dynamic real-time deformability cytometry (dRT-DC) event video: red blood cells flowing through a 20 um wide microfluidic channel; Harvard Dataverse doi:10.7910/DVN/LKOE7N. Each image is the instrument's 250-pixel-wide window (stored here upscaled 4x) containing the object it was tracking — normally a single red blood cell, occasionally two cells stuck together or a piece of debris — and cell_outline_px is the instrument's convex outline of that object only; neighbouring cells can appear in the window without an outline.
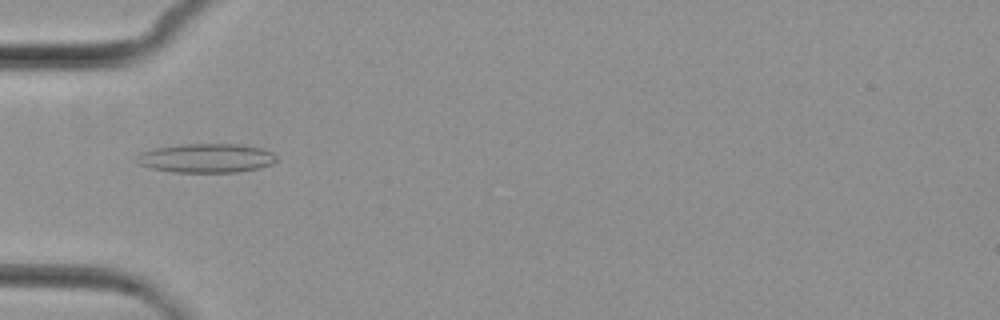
{"species": "common noctule bat (a hibernating species)", "species_latin": "Nyctalus noctula", "temperature_condition": "cold", "stored_images_in_passage": 3, "camera_frame_rate_fps": 3000, "um_per_image_px": 0.085, "animal": {"sex": "female", "body_mass_g": 29.2, "forearm_length_mm": 56.3}, "frame": {"image": 1, "passage_image": 1, "time_ms": 0.0, "image_size_px": [1000, 320], "cell_outline_px": [[276, 160], [272, 164], [260, 168], [236, 172], [172, 172], [152, 168], [140, 164], [140, 152], [156, 148], [180, 144], [236, 144], [264, 148], [272, 152], [276, 156]], "centroid_in_image_um": [17.61, 13.44], "position_along_channel_um": 67.4, "area_um2": 23.47}}
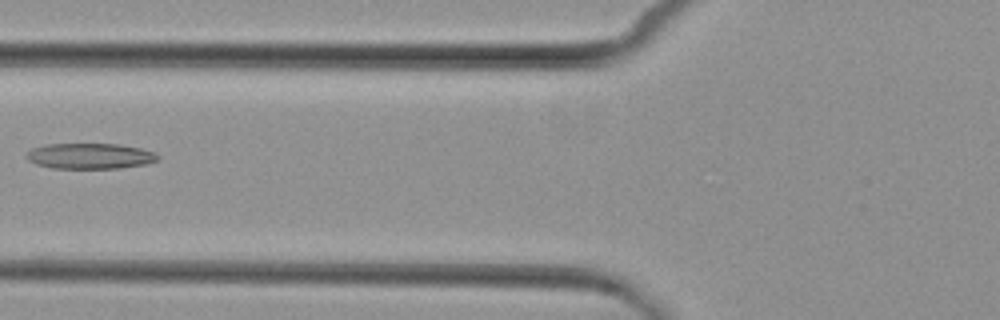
{"frame": {"image": 2, "passage_image": 2, "time_ms": 1.333, "image_size_px": [1000, 320], "cell_outline_px": [[160, 160], [148, 164], [120, 168], [52, 168], [36, 164], [28, 160], [24, 156], [32, 148], [44, 144], [120, 144], [140, 148], [156, 152], [160, 156]], "centroid_in_image_um": [7.69, 13.26], "position_along_channel_um": 118.1, "area_um2": 19.88}}
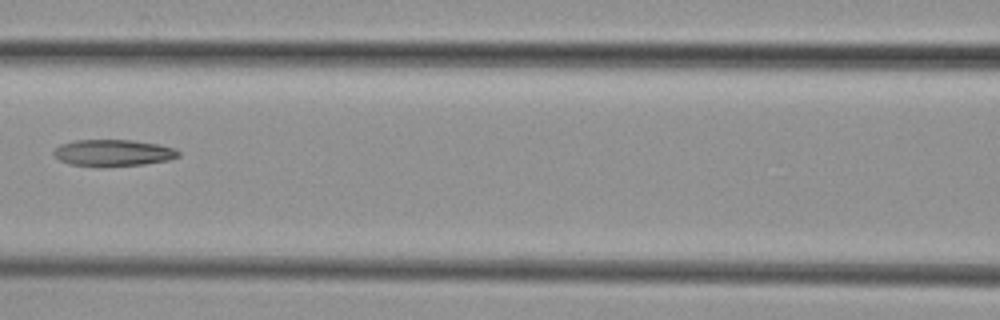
{"frame": {"image": 3, "passage_image": 3, "time_ms": 2.333, "image_size_px": [1000, 320], "cell_outline_px": [[180, 156], [168, 160], [144, 164], [104, 168], [68, 164], [60, 160], [52, 152], [60, 144], [72, 140], [132, 140], [160, 144], [176, 148], [180, 152]], "centroid_in_image_um": [9.62, 13.0], "position_along_channel_um": 157.0, "area_um2": 19.83}}